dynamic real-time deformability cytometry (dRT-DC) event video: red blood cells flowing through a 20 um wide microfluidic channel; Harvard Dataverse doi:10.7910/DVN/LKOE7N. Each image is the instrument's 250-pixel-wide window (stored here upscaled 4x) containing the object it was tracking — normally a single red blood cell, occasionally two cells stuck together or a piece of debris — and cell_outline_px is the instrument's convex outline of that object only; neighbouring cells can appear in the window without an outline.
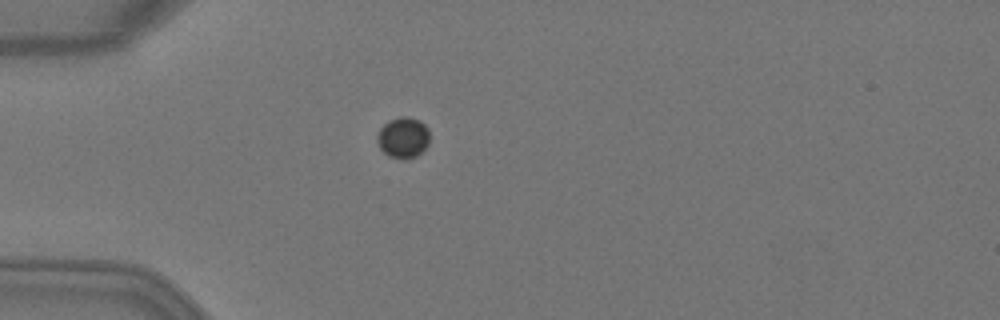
{"species": "Egyptian fruit bat (a non-hibernating species)", "species_latin": "Rousettus aegyptiacus", "temperature_condition": "warm", "stored_images_in_passage": 4, "camera_frame_rate_fps": 3000, "um_per_image_px": 0.085, "animal": {"sex": "female"}, "frame": {"image": 1, "passage_image": 4, "time_ms": 1.0, "image_size_px": [1000, 320], "cell_outline_px": [[428, 144], [416, 156], [404, 160], [388, 156], [380, 148], [376, 140], [376, 136], [380, 128], [388, 120], [400, 116], [408, 116], [420, 120], [428, 128]], "centroid_in_image_um": [34.24, 11.68], "position_along_channel_um": 50.8, "area_um2": 12.6}}